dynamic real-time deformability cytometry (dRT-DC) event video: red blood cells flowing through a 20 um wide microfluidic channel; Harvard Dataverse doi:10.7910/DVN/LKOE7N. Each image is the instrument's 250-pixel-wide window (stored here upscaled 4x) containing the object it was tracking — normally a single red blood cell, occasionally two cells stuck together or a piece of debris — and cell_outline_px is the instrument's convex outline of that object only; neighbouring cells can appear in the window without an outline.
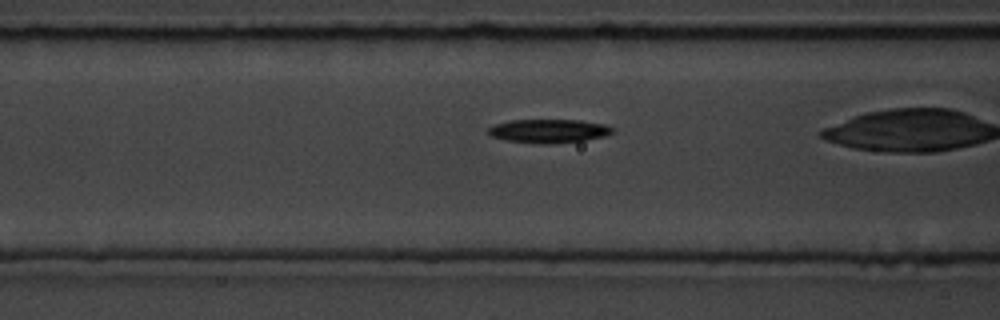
{"species": "common noctule bat (a hibernating species)", "species_latin": "Nyctalus noctula", "temperature_condition": "room temperature", "stored_images_in_passage": 43, "camera_frame_rate_fps": 3000, "um_per_image_px": 0.085, "animal": {"sex": "male", "body_mass_g": 19.5, "forearm_length_mm": 54.6}, "frame": {"image": 1, "passage_image": 21, "time_ms": 6.667, "image_size_px": [1000, 320], "cell_outline_px": [[616, 132], [604, 136], [584, 140], [552, 144], [544, 144], [508, 140], [492, 136], [488, 132], [488, 128], [496, 124], [508, 120], [580, 120], [604, 124], [612, 128]], "centroid_in_image_um": [46.67, 11.13], "position_along_channel_um": 119.9, "area_um2": 16.99}}
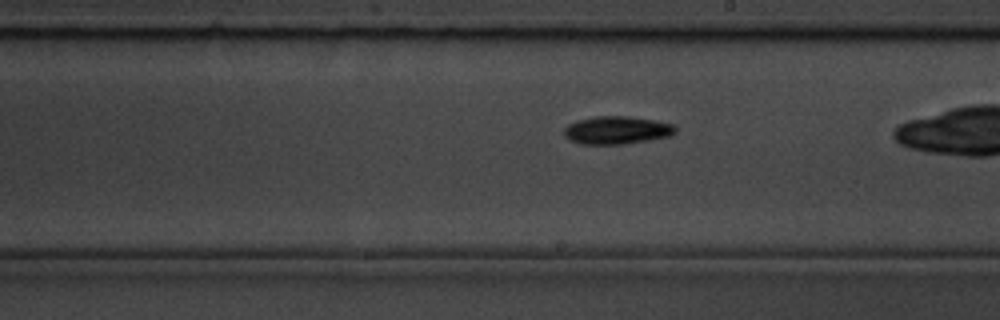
{"frame": {"image": 2, "passage_image": 31, "time_ms": 10.0, "image_size_px": [1000, 320], "cell_outline_px": [[676, 132], [672, 136], [624, 144], [580, 144], [564, 136], [564, 128], [568, 124], [576, 120], [592, 116], [628, 116], [656, 120], [672, 124], [676, 128]], "centroid_in_image_um": [52.43, 11.05], "position_along_channel_um": 236.6, "area_um2": 18.26}}